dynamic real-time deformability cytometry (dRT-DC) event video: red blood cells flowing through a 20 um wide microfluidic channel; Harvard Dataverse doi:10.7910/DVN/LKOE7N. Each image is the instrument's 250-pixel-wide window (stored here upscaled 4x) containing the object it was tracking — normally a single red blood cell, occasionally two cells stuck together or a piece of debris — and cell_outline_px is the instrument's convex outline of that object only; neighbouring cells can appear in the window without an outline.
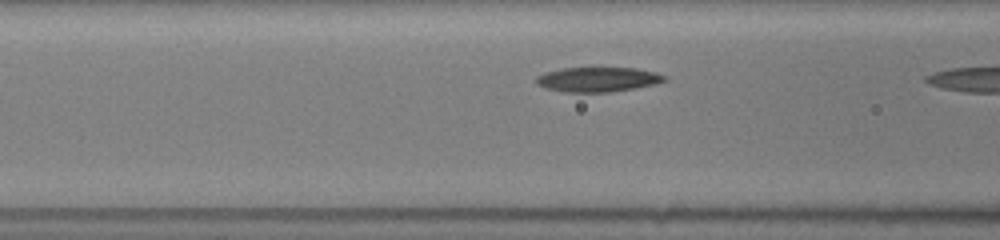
{"species": "common noctule bat (a hibernating species)", "species_latin": "Nyctalus noctula", "temperature_condition": "room temperature", "stored_images_in_passage": 16, "camera_frame_rate_fps": 3000, "um_per_image_px": 0.085, "animal": {"sex": "female", "body_mass_g": 19.5, "forearm_length_mm": 54.1}, "frame": {"image": 1, "passage_image": 8, "time_ms": 1.333, "image_size_px": [1000, 240], "cell_outline_px": [[668, 80], [656, 84], [636, 88], [608, 92], [564, 92], [544, 88], [536, 84], [536, 76], [548, 72], [564, 68], [636, 68], [656, 72], [668, 76]], "centroid_in_image_um": [50.86, 6.76], "position_along_channel_um": 115.7, "area_um2": 18.55}}
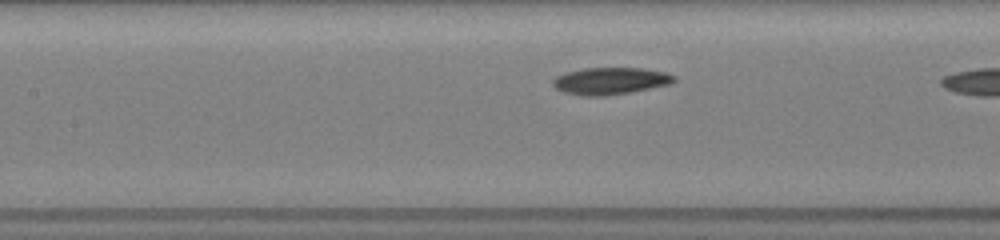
{"frame": {"image": 2, "passage_image": 11, "time_ms": 2.333, "image_size_px": [1000, 240], "cell_outline_px": [[676, 80], [672, 84], [632, 92], [604, 96], [584, 96], [564, 92], [556, 88], [552, 84], [552, 80], [556, 76], [564, 72], [584, 68], [644, 68], [664, 72], [676, 76]], "centroid_in_image_um": [51.89, 6.88], "position_along_channel_um": 155.5, "area_um2": 19.31}}